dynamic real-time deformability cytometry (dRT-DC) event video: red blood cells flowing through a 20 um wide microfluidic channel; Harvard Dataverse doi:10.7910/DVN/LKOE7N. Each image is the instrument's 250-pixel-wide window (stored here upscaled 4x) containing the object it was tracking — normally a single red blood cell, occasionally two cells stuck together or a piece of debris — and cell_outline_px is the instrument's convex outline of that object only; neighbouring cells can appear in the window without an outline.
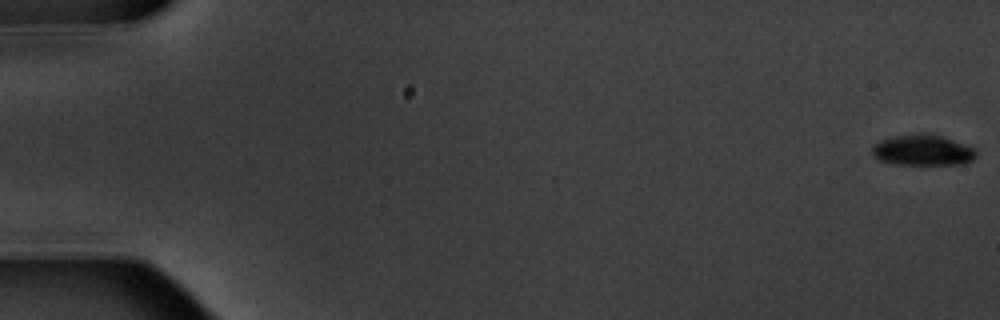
{"species": "common noctule bat (a hibernating species)", "species_latin": "Nyctalus noctula", "temperature_condition": "warm", "stored_images_in_passage": 6, "camera_frame_rate_fps": 3000, "um_per_image_px": 0.085, "animal": {"sex": "male", "body_mass_g": 20.1, "forearm_length_mm": 53.5}, "frame": {"image": 1, "passage_image": 1, "time_ms": 0.0, "image_size_px": [1000, 320], "cell_outline_px": [[976, 156], [972, 160], [964, 164], [892, 164], [880, 160], [872, 152], [872, 148], [880, 140], [896, 136], [924, 132], [944, 136], [972, 148], [976, 152]], "centroid_in_image_um": [78.44, 12.76], "position_along_channel_um": 6.6, "area_um2": 18.5}}
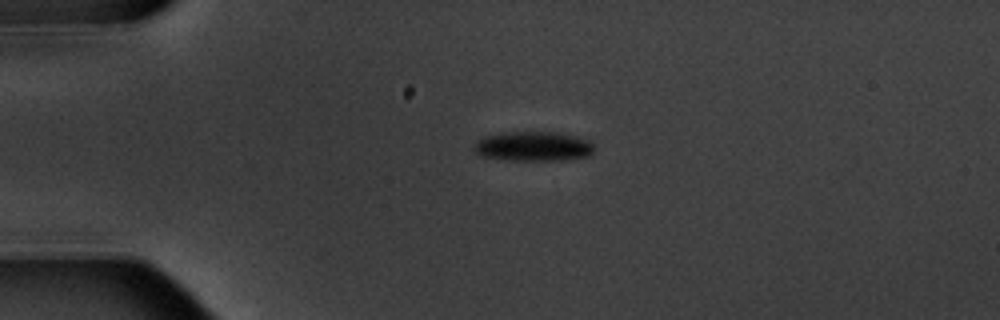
{"frame": {"image": 2, "passage_image": 5, "time_ms": 4.667, "image_size_px": [1000, 320], "cell_outline_px": [[592, 156], [560, 160], [512, 160], [480, 156], [472, 148], [476, 140], [484, 136], [500, 132], [556, 132], [588, 140], [592, 144]], "centroid_in_image_um": [45.27, 12.44], "position_along_channel_um": 39.7, "area_um2": 20.75}}